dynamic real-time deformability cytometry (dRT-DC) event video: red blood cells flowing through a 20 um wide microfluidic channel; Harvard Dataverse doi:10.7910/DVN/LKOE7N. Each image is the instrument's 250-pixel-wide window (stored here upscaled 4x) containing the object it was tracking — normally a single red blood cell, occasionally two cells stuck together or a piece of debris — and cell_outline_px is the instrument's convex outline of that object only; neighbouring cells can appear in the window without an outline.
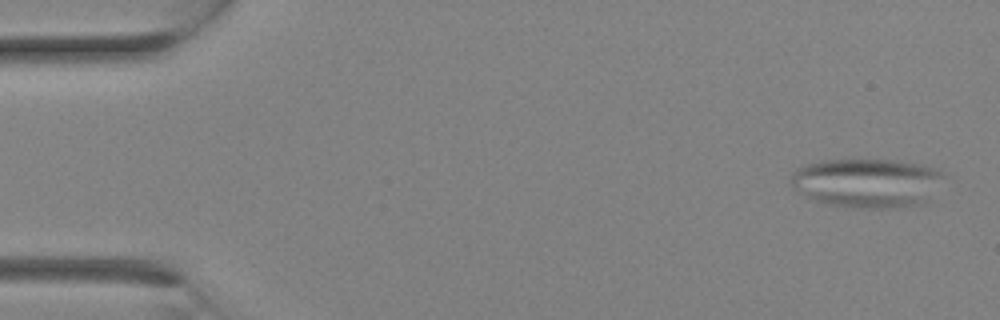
{"species": "Egyptian fruit bat (a non-hibernating species)", "species_latin": "Rousettus aegyptiacus", "temperature_condition": "room temperature", "stored_images_in_passage": 26, "camera_frame_rate_fps": 3000, "um_per_image_px": 0.085, "animal": {"sex": "female"}, "frame": {"image": 1, "passage_image": 1, "time_ms": 0.0, "image_size_px": [1000, 320], "cell_outline_px": [[944, 176], [928, 204], [900, 208], [856, 208], [824, 204], [812, 200], [804, 196], [792, 188], [788, 180], [792, 172], [796, 168], [808, 164], [824, 160], [892, 160], [920, 164], [940, 168], [944, 172]], "centroid_in_image_um": [73.71, 15.57], "position_along_channel_um": 11.3, "area_um2": 44.91}}
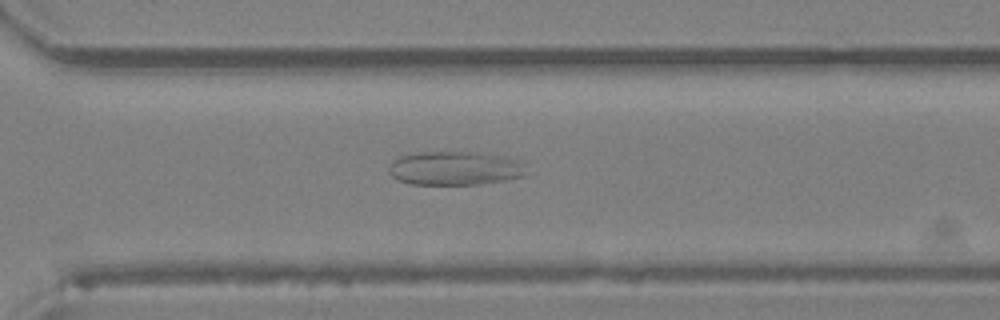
{"frame": {"image": 2, "passage_image": 19, "time_ms": 6.0, "image_size_px": [1000, 320], "cell_outline_px": [[524, 164], [520, 176], [504, 180], [480, 184], [408, 184], [396, 180], [388, 172], [388, 168], [392, 160], [400, 156], [420, 152], [476, 152], [512, 156], [524, 160]], "centroid_in_image_um": [38.64, 14.28], "position_along_channel_um": 332.0, "area_um2": 27.34}}
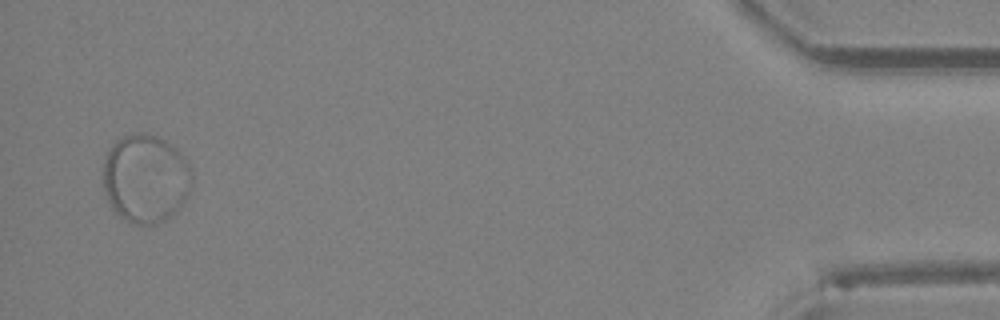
{"frame": {"image": 3, "passage_image": 26, "time_ms": 8.333, "image_size_px": [1000, 320], "cell_outline_px": [[192, 188], [188, 196], [180, 208], [172, 216], [156, 224], [132, 224], [124, 220], [112, 208], [104, 192], [104, 160], [108, 152], [116, 140], [124, 136], [136, 132], [144, 132], [156, 136], [164, 140], [176, 148], [184, 156], [192, 172]], "centroid_in_image_um": [12.4, 15.19], "position_along_channel_um": 422.8, "area_um2": 46.18}}